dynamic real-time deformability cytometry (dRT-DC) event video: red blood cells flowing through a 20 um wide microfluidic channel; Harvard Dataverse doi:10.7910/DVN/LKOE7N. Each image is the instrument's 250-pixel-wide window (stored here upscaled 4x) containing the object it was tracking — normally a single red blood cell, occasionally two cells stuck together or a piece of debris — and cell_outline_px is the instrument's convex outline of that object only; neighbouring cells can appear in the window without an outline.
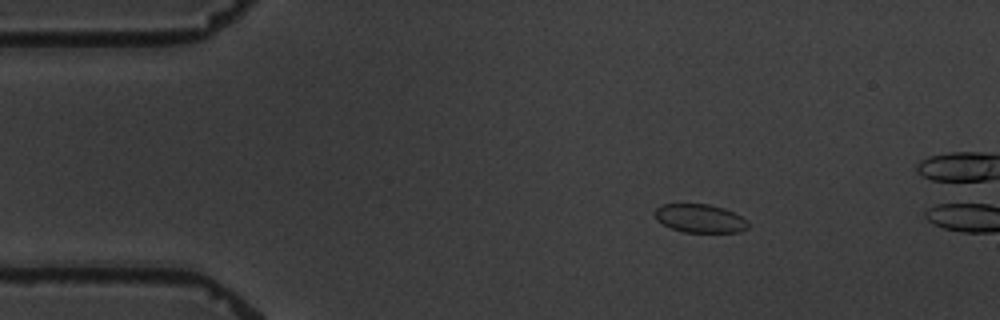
{"species": "common noctule bat (a hibernating species)", "species_latin": "Nyctalus noctula", "temperature_condition": "warm", "stored_images_in_passage": 4, "camera_frame_rate_fps": 3000, "um_per_image_px": 0.085, "animal": {"sex": "male", "body_mass_g": 19.5, "forearm_length_mm": 54.6}, "frame": {"image": 1, "passage_image": 2, "time_ms": 1.333, "image_size_px": [1000, 320], "cell_outline_px": [[748, 228], [740, 232], [684, 232], [672, 228], [656, 220], [652, 212], [660, 204], [708, 204], [724, 208], [748, 220]], "centroid_in_image_um": [59.47, 18.56], "position_along_channel_um": 25.5, "area_um2": 15.55}}